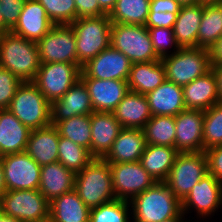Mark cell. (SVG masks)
<instances>
[{"instance_id":"obj_52","label":"cell","mask_w":222,"mask_h":222,"mask_svg":"<svg viewBox=\"0 0 222 222\" xmlns=\"http://www.w3.org/2000/svg\"><path fill=\"white\" fill-rule=\"evenodd\" d=\"M0 222H21L19 219L14 217L4 215L3 213L0 214Z\"/></svg>"},{"instance_id":"obj_27","label":"cell","mask_w":222,"mask_h":222,"mask_svg":"<svg viewBox=\"0 0 222 222\" xmlns=\"http://www.w3.org/2000/svg\"><path fill=\"white\" fill-rule=\"evenodd\" d=\"M182 88L186 109L205 111L220 102L216 79L212 70Z\"/></svg>"},{"instance_id":"obj_14","label":"cell","mask_w":222,"mask_h":222,"mask_svg":"<svg viewBox=\"0 0 222 222\" xmlns=\"http://www.w3.org/2000/svg\"><path fill=\"white\" fill-rule=\"evenodd\" d=\"M131 65V61L122 52L110 45L83 65L80 78L127 81Z\"/></svg>"},{"instance_id":"obj_33","label":"cell","mask_w":222,"mask_h":222,"mask_svg":"<svg viewBox=\"0 0 222 222\" xmlns=\"http://www.w3.org/2000/svg\"><path fill=\"white\" fill-rule=\"evenodd\" d=\"M142 130L147 144L175 147V116L153 115Z\"/></svg>"},{"instance_id":"obj_7","label":"cell","mask_w":222,"mask_h":222,"mask_svg":"<svg viewBox=\"0 0 222 222\" xmlns=\"http://www.w3.org/2000/svg\"><path fill=\"white\" fill-rule=\"evenodd\" d=\"M111 46L122 52L132 64L160 60L147 27L143 25L112 23Z\"/></svg>"},{"instance_id":"obj_18","label":"cell","mask_w":222,"mask_h":222,"mask_svg":"<svg viewBox=\"0 0 222 222\" xmlns=\"http://www.w3.org/2000/svg\"><path fill=\"white\" fill-rule=\"evenodd\" d=\"M94 112L85 84L79 80L61 98L51 103V124Z\"/></svg>"},{"instance_id":"obj_11","label":"cell","mask_w":222,"mask_h":222,"mask_svg":"<svg viewBox=\"0 0 222 222\" xmlns=\"http://www.w3.org/2000/svg\"><path fill=\"white\" fill-rule=\"evenodd\" d=\"M41 63H75L77 61L76 35L69 24L54 25L50 31L37 42Z\"/></svg>"},{"instance_id":"obj_51","label":"cell","mask_w":222,"mask_h":222,"mask_svg":"<svg viewBox=\"0 0 222 222\" xmlns=\"http://www.w3.org/2000/svg\"><path fill=\"white\" fill-rule=\"evenodd\" d=\"M10 30L11 29L4 23V20L0 12V36L6 34L7 32H10Z\"/></svg>"},{"instance_id":"obj_16","label":"cell","mask_w":222,"mask_h":222,"mask_svg":"<svg viewBox=\"0 0 222 222\" xmlns=\"http://www.w3.org/2000/svg\"><path fill=\"white\" fill-rule=\"evenodd\" d=\"M90 95L95 112H112L129 92L126 80L80 78Z\"/></svg>"},{"instance_id":"obj_34","label":"cell","mask_w":222,"mask_h":222,"mask_svg":"<svg viewBox=\"0 0 222 222\" xmlns=\"http://www.w3.org/2000/svg\"><path fill=\"white\" fill-rule=\"evenodd\" d=\"M222 36V9L218 5H204L198 30L197 47L208 49Z\"/></svg>"},{"instance_id":"obj_15","label":"cell","mask_w":222,"mask_h":222,"mask_svg":"<svg viewBox=\"0 0 222 222\" xmlns=\"http://www.w3.org/2000/svg\"><path fill=\"white\" fill-rule=\"evenodd\" d=\"M204 110L185 109L175 116V148L179 153L204 152Z\"/></svg>"},{"instance_id":"obj_57","label":"cell","mask_w":222,"mask_h":222,"mask_svg":"<svg viewBox=\"0 0 222 222\" xmlns=\"http://www.w3.org/2000/svg\"><path fill=\"white\" fill-rule=\"evenodd\" d=\"M2 213V197H0V214Z\"/></svg>"},{"instance_id":"obj_19","label":"cell","mask_w":222,"mask_h":222,"mask_svg":"<svg viewBox=\"0 0 222 222\" xmlns=\"http://www.w3.org/2000/svg\"><path fill=\"white\" fill-rule=\"evenodd\" d=\"M54 25L37 0H26L17 23L10 31L37 43Z\"/></svg>"},{"instance_id":"obj_42","label":"cell","mask_w":222,"mask_h":222,"mask_svg":"<svg viewBox=\"0 0 222 222\" xmlns=\"http://www.w3.org/2000/svg\"><path fill=\"white\" fill-rule=\"evenodd\" d=\"M26 0H0V12L4 23L12 29L18 21Z\"/></svg>"},{"instance_id":"obj_43","label":"cell","mask_w":222,"mask_h":222,"mask_svg":"<svg viewBox=\"0 0 222 222\" xmlns=\"http://www.w3.org/2000/svg\"><path fill=\"white\" fill-rule=\"evenodd\" d=\"M208 173L222 183V145L206 149Z\"/></svg>"},{"instance_id":"obj_49","label":"cell","mask_w":222,"mask_h":222,"mask_svg":"<svg viewBox=\"0 0 222 222\" xmlns=\"http://www.w3.org/2000/svg\"><path fill=\"white\" fill-rule=\"evenodd\" d=\"M117 0H98L100 8L109 15L113 8L115 7Z\"/></svg>"},{"instance_id":"obj_25","label":"cell","mask_w":222,"mask_h":222,"mask_svg":"<svg viewBox=\"0 0 222 222\" xmlns=\"http://www.w3.org/2000/svg\"><path fill=\"white\" fill-rule=\"evenodd\" d=\"M59 131L55 125L33 129L26 146V152L40 166L58 162Z\"/></svg>"},{"instance_id":"obj_24","label":"cell","mask_w":222,"mask_h":222,"mask_svg":"<svg viewBox=\"0 0 222 222\" xmlns=\"http://www.w3.org/2000/svg\"><path fill=\"white\" fill-rule=\"evenodd\" d=\"M31 131L8 109H0V157L24 152Z\"/></svg>"},{"instance_id":"obj_10","label":"cell","mask_w":222,"mask_h":222,"mask_svg":"<svg viewBox=\"0 0 222 222\" xmlns=\"http://www.w3.org/2000/svg\"><path fill=\"white\" fill-rule=\"evenodd\" d=\"M81 68L75 63H41L33 83L52 103L80 80Z\"/></svg>"},{"instance_id":"obj_40","label":"cell","mask_w":222,"mask_h":222,"mask_svg":"<svg viewBox=\"0 0 222 222\" xmlns=\"http://www.w3.org/2000/svg\"><path fill=\"white\" fill-rule=\"evenodd\" d=\"M147 30L152 41L153 49L160 59L168 55L166 53L167 46L173 44L176 51L180 49L173 33V28H147Z\"/></svg>"},{"instance_id":"obj_5","label":"cell","mask_w":222,"mask_h":222,"mask_svg":"<svg viewBox=\"0 0 222 222\" xmlns=\"http://www.w3.org/2000/svg\"><path fill=\"white\" fill-rule=\"evenodd\" d=\"M8 110L31 130L51 124V103L33 82H22Z\"/></svg>"},{"instance_id":"obj_6","label":"cell","mask_w":222,"mask_h":222,"mask_svg":"<svg viewBox=\"0 0 222 222\" xmlns=\"http://www.w3.org/2000/svg\"><path fill=\"white\" fill-rule=\"evenodd\" d=\"M160 60L166 79L182 87L211 70L208 51L200 47L180 48Z\"/></svg>"},{"instance_id":"obj_1","label":"cell","mask_w":222,"mask_h":222,"mask_svg":"<svg viewBox=\"0 0 222 222\" xmlns=\"http://www.w3.org/2000/svg\"><path fill=\"white\" fill-rule=\"evenodd\" d=\"M41 66L37 43L7 32L0 36V67L22 82H33Z\"/></svg>"},{"instance_id":"obj_45","label":"cell","mask_w":222,"mask_h":222,"mask_svg":"<svg viewBox=\"0 0 222 222\" xmlns=\"http://www.w3.org/2000/svg\"><path fill=\"white\" fill-rule=\"evenodd\" d=\"M76 19L83 17H98L106 13L100 8L98 0H74Z\"/></svg>"},{"instance_id":"obj_30","label":"cell","mask_w":222,"mask_h":222,"mask_svg":"<svg viewBox=\"0 0 222 222\" xmlns=\"http://www.w3.org/2000/svg\"><path fill=\"white\" fill-rule=\"evenodd\" d=\"M178 153L175 147L147 144L140 162L156 182H165Z\"/></svg>"},{"instance_id":"obj_23","label":"cell","mask_w":222,"mask_h":222,"mask_svg":"<svg viewBox=\"0 0 222 222\" xmlns=\"http://www.w3.org/2000/svg\"><path fill=\"white\" fill-rule=\"evenodd\" d=\"M76 173L64 167L60 162L41 166L38 190L49 201L75 189Z\"/></svg>"},{"instance_id":"obj_41","label":"cell","mask_w":222,"mask_h":222,"mask_svg":"<svg viewBox=\"0 0 222 222\" xmlns=\"http://www.w3.org/2000/svg\"><path fill=\"white\" fill-rule=\"evenodd\" d=\"M21 83L13 73L0 67V109H8Z\"/></svg>"},{"instance_id":"obj_29","label":"cell","mask_w":222,"mask_h":222,"mask_svg":"<svg viewBox=\"0 0 222 222\" xmlns=\"http://www.w3.org/2000/svg\"><path fill=\"white\" fill-rule=\"evenodd\" d=\"M204 5H182L173 26V33L180 48L197 47L198 30Z\"/></svg>"},{"instance_id":"obj_2","label":"cell","mask_w":222,"mask_h":222,"mask_svg":"<svg viewBox=\"0 0 222 222\" xmlns=\"http://www.w3.org/2000/svg\"><path fill=\"white\" fill-rule=\"evenodd\" d=\"M130 203L134 222H163L182 213L181 201L165 182H155Z\"/></svg>"},{"instance_id":"obj_36","label":"cell","mask_w":222,"mask_h":222,"mask_svg":"<svg viewBox=\"0 0 222 222\" xmlns=\"http://www.w3.org/2000/svg\"><path fill=\"white\" fill-rule=\"evenodd\" d=\"M94 158L90 151L72 140L59 135L58 162L67 169L78 173L88 165Z\"/></svg>"},{"instance_id":"obj_35","label":"cell","mask_w":222,"mask_h":222,"mask_svg":"<svg viewBox=\"0 0 222 222\" xmlns=\"http://www.w3.org/2000/svg\"><path fill=\"white\" fill-rule=\"evenodd\" d=\"M59 135L90 151L91 115H77L55 125Z\"/></svg>"},{"instance_id":"obj_28","label":"cell","mask_w":222,"mask_h":222,"mask_svg":"<svg viewBox=\"0 0 222 222\" xmlns=\"http://www.w3.org/2000/svg\"><path fill=\"white\" fill-rule=\"evenodd\" d=\"M165 80L164 65L161 60H157L132 64L127 83L129 91L146 95Z\"/></svg>"},{"instance_id":"obj_37","label":"cell","mask_w":222,"mask_h":222,"mask_svg":"<svg viewBox=\"0 0 222 222\" xmlns=\"http://www.w3.org/2000/svg\"><path fill=\"white\" fill-rule=\"evenodd\" d=\"M218 145H222V102L216 103L204 111V151Z\"/></svg>"},{"instance_id":"obj_48","label":"cell","mask_w":222,"mask_h":222,"mask_svg":"<svg viewBox=\"0 0 222 222\" xmlns=\"http://www.w3.org/2000/svg\"><path fill=\"white\" fill-rule=\"evenodd\" d=\"M216 79L219 101L222 102V65L211 67Z\"/></svg>"},{"instance_id":"obj_39","label":"cell","mask_w":222,"mask_h":222,"mask_svg":"<svg viewBox=\"0 0 222 222\" xmlns=\"http://www.w3.org/2000/svg\"><path fill=\"white\" fill-rule=\"evenodd\" d=\"M46 11L48 18L55 24H71L76 20L74 0H37Z\"/></svg>"},{"instance_id":"obj_53","label":"cell","mask_w":222,"mask_h":222,"mask_svg":"<svg viewBox=\"0 0 222 222\" xmlns=\"http://www.w3.org/2000/svg\"><path fill=\"white\" fill-rule=\"evenodd\" d=\"M222 0H198V3L202 5H218Z\"/></svg>"},{"instance_id":"obj_54","label":"cell","mask_w":222,"mask_h":222,"mask_svg":"<svg viewBox=\"0 0 222 222\" xmlns=\"http://www.w3.org/2000/svg\"><path fill=\"white\" fill-rule=\"evenodd\" d=\"M176 1H178L181 5L198 4V0H176Z\"/></svg>"},{"instance_id":"obj_50","label":"cell","mask_w":222,"mask_h":222,"mask_svg":"<svg viewBox=\"0 0 222 222\" xmlns=\"http://www.w3.org/2000/svg\"><path fill=\"white\" fill-rule=\"evenodd\" d=\"M7 192L2 161L0 159V197Z\"/></svg>"},{"instance_id":"obj_17","label":"cell","mask_w":222,"mask_h":222,"mask_svg":"<svg viewBox=\"0 0 222 222\" xmlns=\"http://www.w3.org/2000/svg\"><path fill=\"white\" fill-rule=\"evenodd\" d=\"M222 204V183L212 174H205L181 202L182 212L193 207L201 216H208ZM190 206V207H189ZM215 210V211H214Z\"/></svg>"},{"instance_id":"obj_26","label":"cell","mask_w":222,"mask_h":222,"mask_svg":"<svg viewBox=\"0 0 222 222\" xmlns=\"http://www.w3.org/2000/svg\"><path fill=\"white\" fill-rule=\"evenodd\" d=\"M123 128L142 129L151 119L146 95L129 91L112 111Z\"/></svg>"},{"instance_id":"obj_9","label":"cell","mask_w":222,"mask_h":222,"mask_svg":"<svg viewBox=\"0 0 222 222\" xmlns=\"http://www.w3.org/2000/svg\"><path fill=\"white\" fill-rule=\"evenodd\" d=\"M2 213L21 222H37L50 216V202L38 189L10 190L2 196Z\"/></svg>"},{"instance_id":"obj_47","label":"cell","mask_w":222,"mask_h":222,"mask_svg":"<svg viewBox=\"0 0 222 222\" xmlns=\"http://www.w3.org/2000/svg\"><path fill=\"white\" fill-rule=\"evenodd\" d=\"M207 51L211 67L222 65V36Z\"/></svg>"},{"instance_id":"obj_13","label":"cell","mask_w":222,"mask_h":222,"mask_svg":"<svg viewBox=\"0 0 222 222\" xmlns=\"http://www.w3.org/2000/svg\"><path fill=\"white\" fill-rule=\"evenodd\" d=\"M7 191L38 189L41 166L24 151L0 157Z\"/></svg>"},{"instance_id":"obj_38","label":"cell","mask_w":222,"mask_h":222,"mask_svg":"<svg viewBox=\"0 0 222 222\" xmlns=\"http://www.w3.org/2000/svg\"><path fill=\"white\" fill-rule=\"evenodd\" d=\"M128 201L115 199L91 208L89 222H129Z\"/></svg>"},{"instance_id":"obj_3","label":"cell","mask_w":222,"mask_h":222,"mask_svg":"<svg viewBox=\"0 0 222 222\" xmlns=\"http://www.w3.org/2000/svg\"><path fill=\"white\" fill-rule=\"evenodd\" d=\"M74 190L90 209L115 200L109 163L94 158L76 173Z\"/></svg>"},{"instance_id":"obj_4","label":"cell","mask_w":222,"mask_h":222,"mask_svg":"<svg viewBox=\"0 0 222 222\" xmlns=\"http://www.w3.org/2000/svg\"><path fill=\"white\" fill-rule=\"evenodd\" d=\"M111 24L107 14L78 18L69 24L76 35L77 61L82 66L111 45Z\"/></svg>"},{"instance_id":"obj_8","label":"cell","mask_w":222,"mask_h":222,"mask_svg":"<svg viewBox=\"0 0 222 222\" xmlns=\"http://www.w3.org/2000/svg\"><path fill=\"white\" fill-rule=\"evenodd\" d=\"M207 173L205 152L178 153L165 183L182 202L193 186Z\"/></svg>"},{"instance_id":"obj_46","label":"cell","mask_w":222,"mask_h":222,"mask_svg":"<svg viewBox=\"0 0 222 222\" xmlns=\"http://www.w3.org/2000/svg\"><path fill=\"white\" fill-rule=\"evenodd\" d=\"M181 6L176 0H150L149 12L179 13Z\"/></svg>"},{"instance_id":"obj_56","label":"cell","mask_w":222,"mask_h":222,"mask_svg":"<svg viewBox=\"0 0 222 222\" xmlns=\"http://www.w3.org/2000/svg\"><path fill=\"white\" fill-rule=\"evenodd\" d=\"M37 222H54L50 217L44 219V220H41V221H37Z\"/></svg>"},{"instance_id":"obj_55","label":"cell","mask_w":222,"mask_h":222,"mask_svg":"<svg viewBox=\"0 0 222 222\" xmlns=\"http://www.w3.org/2000/svg\"><path fill=\"white\" fill-rule=\"evenodd\" d=\"M182 216H183V212L178 217H174L172 219H169L163 222H184L182 221Z\"/></svg>"},{"instance_id":"obj_31","label":"cell","mask_w":222,"mask_h":222,"mask_svg":"<svg viewBox=\"0 0 222 222\" xmlns=\"http://www.w3.org/2000/svg\"><path fill=\"white\" fill-rule=\"evenodd\" d=\"M90 208L75 190L50 202V218L54 222H89Z\"/></svg>"},{"instance_id":"obj_44","label":"cell","mask_w":222,"mask_h":222,"mask_svg":"<svg viewBox=\"0 0 222 222\" xmlns=\"http://www.w3.org/2000/svg\"><path fill=\"white\" fill-rule=\"evenodd\" d=\"M179 13L149 12L145 26L147 28H173Z\"/></svg>"},{"instance_id":"obj_32","label":"cell","mask_w":222,"mask_h":222,"mask_svg":"<svg viewBox=\"0 0 222 222\" xmlns=\"http://www.w3.org/2000/svg\"><path fill=\"white\" fill-rule=\"evenodd\" d=\"M149 6L150 0H117L109 18L112 23L145 26Z\"/></svg>"},{"instance_id":"obj_58","label":"cell","mask_w":222,"mask_h":222,"mask_svg":"<svg viewBox=\"0 0 222 222\" xmlns=\"http://www.w3.org/2000/svg\"><path fill=\"white\" fill-rule=\"evenodd\" d=\"M218 6L222 9V2L218 4Z\"/></svg>"},{"instance_id":"obj_20","label":"cell","mask_w":222,"mask_h":222,"mask_svg":"<svg viewBox=\"0 0 222 222\" xmlns=\"http://www.w3.org/2000/svg\"><path fill=\"white\" fill-rule=\"evenodd\" d=\"M122 128L112 112L94 111L91 114L90 154L92 157L103 159Z\"/></svg>"},{"instance_id":"obj_21","label":"cell","mask_w":222,"mask_h":222,"mask_svg":"<svg viewBox=\"0 0 222 222\" xmlns=\"http://www.w3.org/2000/svg\"><path fill=\"white\" fill-rule=\"evenodd\" d=\"M146 145V138L142 129L122 128L110 151L103 159L108 163L140 161Z\"/></svg>"},{"instance_id":"obj_22","label":"cell","mask_w":222,"mask_h":222,"mask_svg":"<svg viewBox=\"0 0 222 222\" xmlns=\"http://www.w3.org/2000/svg\"><path fill=\"white\" fill-rule=\"evenodd\" d=\"M146 99L152 116H176L186 109L182 86L167 79L147 93Z\"/></svg>"},{"instance_id":"obj_12","label":"cell","mask_w":222,"mask_h":222,"mask_svg":"<svg viewBox=\"0 0 222 222\" xmlns=\"http://www.w3.org/2000/svg\"><path fill=\"white\" fill-rule=\"evenodd\" d=\"M109 165L116 199L130 201L156 182L142 167L140 161Z\"/></svg>"}]
</instances>
